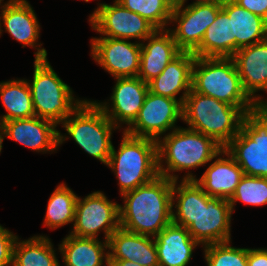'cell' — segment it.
Wrapping results in <instances>:
<instances>
[{
  "instance_id": "obj_1",
  "label": "cell",
  "mask_w": 267,
  "mask_h": 266,
  "mask_svg": "<svg viewBox=\"0 0 267 266\" xmlns=\"http://www.w3.org/2000/svg\"><path fill=\"white\" fill-rule=\"evenodd\" d=\"M173 180L157 176L152 181L128 191L124 206L119 205V224L124 230L157 236L172 222Z\"/></svg>"
},
{
  "instance_id": "obj_2",
  "label": "cell",
  "mask_w": 267,
  "mask_h": 266,
  "mask_svg": "<svg viewBox=\"0 0 267 266\" xmlns=\"http://www.w3.org/2000/svg\"><path fill=\"white\" fill-rule=\"evenodd\" d=\"M223 147L213 138L189 128H176L162 140L157 141L159 175L176 181L178 177L169 172L193 169L205 165L218 155ZM165 158L167 168L162 165Z\"/></svg>"
},
{
  "instance_id": "obj_3",
  "label": "cell",
  "mask_w": 267,
  "mask_h": 266,
  "mask_svg": "<svg viewBox=\"0 0 267 266\" xmlns=\"http://www.w3.org/2000/svg\"><path fill=\"white\" fill-rule=\"evenodd\" d=\"M189 129L213 138L223 148L238 134L244 113L236 106L191 89L182 105Z\"/></svg>"
},
{
  "instance_id": "obj_4",
  "label": "cell",
  "mask_w": 267,
  "mask_h": 266,
  "mask_svg": "<svg viewBox=\"0 0 267 266\" xmlns=\"http://www.w3.org/2000/svg\"><path fill=\"white\" fill-rule=\"evenodd\" d=\"M192 89L236 106L244 114L249 112L254 102L243 89L233 58L195 57Z\"/></svg>"
},
{
  "instance_id": "obj_5",
  "label": "cell",
  "mask_w": 267,
  "mask_h": 266,
  "mask_svg": "<svg viewBox=\"0 0 267 266\" xmlns=\"http://www.w3.org/2000/svg\"><path fill=\"white\" fill-rule=\"evenodd\" d=\"M28 85L35 116L52 121L56 125L62 123L84 101L75 100L71 88L59 78L49 64L44 48H38L35 53L33 82L30 84L28 81Z\"/></svg>"
},
{
  "instance_id": "obj_6",
  "label": "cell",
  "mask_w": 267,
  "mask_h": 266,
  "mask_svg": "<svg viewBox=\"0 0 267 266\" xmlns=\"http://www.w3.org/2000/svg\"><path fill=\"white\" fill-rule=\"evenodd\" d=\"M123 134L119 151L112 145L107 163L119 180L121 195L159 176L157 141Z\"/></svg>"
},
{
  "instance_id": "obj_7",
  "label": "cell",
  "mask_w": 267,
  "mask_h": 266,
  "mask_svg": "<svg viewBox=\"0 0 267 266\" xmlns=\"http://www.w3.org/2000/svg\"><path fill=\"white\" fill-rule=\"evenodd\" d=\"M61 124L85 152L107 165L112 131L118 127L94 101L84 100Z\"/></svg>"
},
{
  "instance_id": "obj_8",
  "label": "cell",
  "mask_w": 267,
  "mask_h": 266,
  "mask_svg": "<svg viewBox=\"0 0 267 266\" xmlns=\"http://www.w3.org/2000/svg\"><path fill=\"white\" fill-rule=\"evenodd\" d=\"M241 167L243 174L267 177V134L248 112L238 134L224 147Z\"/></svg>"
},
{
  "instance_id": "obj_9",
  "label": "cell",
  "mask_w": 267,
  "mask_h": 266,
  "mask_svg": "<svg viewBox=\"0 0 267 266\" xmlns=\"http://www.w3.org/2000/svg\"><path fill=\"white\" fill-rule=\"evenodd\" d=\"M73 236L80 238H97L101 229L105 241L119 227V204L111 202L100 191L93 192L85 198L78 197L75 208Z\"/></svg>"
},
{
  "instance_id": "obj_10",
  "label": "cell",
  "mask_w": 267,
  "mask_h": 266,
  "mask_svg": "<svg viewBox=\"0 0 267 266\" xmlns=\"http://www.w3.org/2000/svg\"><path fill=\"white\" fill-rule=\"evenodd\" d=\"M179 118H183L179 100L148 91L137 118L125 132L135 137L158 141L161 134L177 128L175 123Z\"/></svg>"
},
{
  "instance_id": "obj_11",
  "label": "cell",
  "mask_w": 267,
  "mask_h": 266,
  "mask_svg": "<svg viewBox=\"0 0 267 266\" xmlns=\"http://www.w3.org/2000/svg\"><path fill=\"white\" fill-rule=\"evenodd\" d=\"M93 30L116 39H142L152 35L157 28L147 19L123 7L115 0L113 5L100 6L89 18Z\"/></svg>"
},
{
  "instance_id": "obj_12",
  "label": "cell",
  "mask_w": 267,
  "mask_h": 266,
  "mask_svg": "<svg viewBox=\"0 0 267 266\" xmlns=\"http://www.w3.org/2000/svg\"><path fill=\"white\" fill-rule=\"evenodd\" d=\"M231 215L227 199L210 197L200 186V213L187 230L194 240L204 246L230 241Z\"/></svg>"
},
{
  "instance_id": "obj_13",
  "label": "cell",
  "mask_w": 267,
  "mask_h": 266,
  "mask_svg": "<svg viewBox=\"0 0 267 266\" xmlns=\"http://www.w3.org/2000/svg\"><path fill=\"white\" fill-rule=\"evenodd\" d=\"M221 9L222 4H190L185 8L174 6L171 21L178 24L176 29L169 31L177 47L182 52H193Z\"/></svg>"
},
{
  "instance_id": "obj_14",
  "label": "cell",
  "mask_w": 267,
  "mask_h": 266,
  "mask_svg": "<svg viewBox=\"0 0 267 266\" xmlns=\"http://www.w3.org/2000/svg\"><path fill=\"white\" fill-rule=\"evenodd\" d=\"M91 43L94 60L115 78L137 77L141 58L140 42L100 37L91 39Z\"/></svg>"
},
{
  "instance_id": "obj_15",
  "label": "cell",
  "mask_w": 267,
  "mask_h": 266,
  "mask_svg": "<svg viewBox=\"0 0 267 266\" xmlns=\"http://www.w3.org/2000/svg\"><path fill=\"white\" fill-rule=\"evenodd\" d=\"M56 127L36 116L5 121L0 125V153L4 136L38 152L54 151L66 139Z\"/></svg>"
},
{
  "instance_id": "obj_16",
  "label": "cell",
  "mask_w": 267,
  "mask_h": 266,
  "mask_svg": "<svg viewBox=\"0 0 267 266\" xmlns=\"http://www.w3.org/2000/svg\"><path fill=\"white\" fill-rule=\"evenodd\" d=\"M116 80L117 82L110 98L112 100V110H109L108 103L102 104L96 101L95 103L116 127H119L118 121L127 124L129 127L137 118L149 87L139 77L116 78Z\"/></svg>"
},
{
  "instance_id": "obj_17",
  "label": "cell",
  "mask_w": 267,
  "mask_h": 266,
  "mask_svg": "<svg viewBox=\"0 0 267 266\" xmlns=\"http://www.w3.org/2000/svg\"><path fill=\"white\" fill-rule=\"evenodd\" d=\"M141 43L140 67L137 77L147 84L159 76L165 67L182 51L168 29H157Z\"/></svg>"
},
{
  "instance_id": "obj_18",
  "label": "cell",
  "mask_w": 267,
  "mask_h": 266,
  "mask_svg": "<svg viewBox=\"0 0 267 266\" xmlns=\"http://www.w3.org/2000/svg\"><path fill=\"white\" fill-rule=\"evenodd\" d=\"M232 58L244 91L253 101L260 100L255 92L267 91V39L238 49Z\"/></svg>"
},
{
  "instance_id": "obj_19",
  "label": "cell",
  "mask_w": 267,
  "mask_h": 266,
  "mask_svg": "<svg viewBox=\"0 0 267 266\" xmlns=\"http://www.w3.org/2000/svg\"><path fill=\"white\" fill-rule=\"evenodd\" d=\"M119 227L108 240V260H130L141 266H159L154 237Z\"/></svg>"
},
{
  "instance_id": "obj_20",
  "label": "cell",
  "mask_w": 267,
  "mask_h": 266,
  "mask_svg": "<svg viewBox=\"0 0 267 266\" xmlns=\"http://www.w3.org/2000/svg\"><path fill=\"white\" fill-rule=\"evenodd\" d=\"M195 57L192 52H181L168 63L159 76L148 83L149 91L177 100L176 95L183 89V95L178 99L183 105L185 97L192 89V67Z\"/></svg>"
},
{
  "instance_id": "obj_21",
  "label": "cell",
  "mask_w": 267,
  "mask_h": 266,
  "mask_svg": "<svg viewBox=\"0 0 267 266\" xmlns=\"http://www.w3.org/2000/svg\"><path fill=\"white\" fill-rule=\"evenodd\" d=\"M222 154L228 158L215 159L199 180L192 173H188L183 179H195L210 197L229 200L244 174L241 167L224 148Z\"/></svg>"
},
{
  "instance_id": "obj_22",
  "label": "cell",
  "mask_w": 267,
  "mask_h": 266,
  "mask_svg": "<svg viewBox=\"0 0 267 266\" xmlns=\"http://www.w3.org/2000/svg\"><path fill=\"white\" fill-rule=\"evenodd\" d=\"M159 266H186L199 244L184 226L171 222L154 237Z\"/></svg>"
},
{
  "instance_id": "obj_23",
  "label": "cell",
  "mask_w": 267,
  "mask_h": 266,
  "mask_svg": "<svg viewBox=\"0 0 267 266\" xmlns=\"http://www.w3.org/2000/svg\"><path fill=\"white\" fill-rule=\"evenodd\" d=\"M2 17L4 28L23 47L29 45L35 47L39 38L40 26L33 8L26 0H9L2 6ZM1 22V20H0ZM0 23V34H1Z\"/></svg>"
},
{
  "instance_id": "obj_24",
  "label": "cell",
  "mask_w": 267,
  "mask_h": 266,
  "mask_svg": "<svg viewBox=\"0 0 267 266\" xmlns=\"http://www.w3.org/2000/svg\"><path fill=\"white\" fill-rule=\"evenodd\" d=\"M222 10L232 16V37H235V52L238 49L267 39V20L239 6L233 0H225Z\"/></svg>"
},
{
  "instance_id": "obj_25",
  "label": "cell",
  "mask_w": 267,
  "mask_h": 266,
  "mask_svg": "<svg viewBox=\"0 0 267 266\" xmlns=\"http://www.w3.org/2000/svg\"><path fill=\"white\" fill-rule=\"evenodd\" d=\"M196 57L232 58L235 54V37H232V16L222 9L206 29L201 44L192 52Z\"/></svg>"
},
{
  "instance_id": "obj_26",
  "label": "cell",
  "mask_w": 267,
  "mask_h": 266,
  "mask_svg": "<svg viewBox=\"0 0 267 266\" xmlns=\"http://www.w3.org/2000/svg\"><path fill=\"white\" fill-rule=\"evenodd\" d=\"M108 241L96 238H80L69 234L59 246L66 266H102L105 259L109 266Z\"/></svg>"
},
{
  "instance_id": "obj_27",
  "label": "cell",
  "mask_w": 267,
  "mask_h": 266,
  "mask_svg": "<svg viewBox=\"0 0 267 266\" xmlns=\"http://www.w3.org/2000/svg\"><path fill=\"white\" fill-rule=\"evenodd\" d=\"M0 97L7 114L0 119L5 121L35 116L31 91L26 80H11L0 83Z\"/></svg>"
},
{
  "instance_id": "obj_28",
  "label": "cell",
  "mask_w": 267,
  "mask_h": 266,
  "mask_svg": "<svg viewBox=\"0 0 267 266\" xmlns=\"http://www.w3.org/2000/svg\"><path fill=\"white\" fill-rule=\"evenodd\" d=\"M52 243L45 236H33L24 241L15 240L12 266H60Z\"/></svg>"
},
{
  "instance_id": "obj_29",
  "label": "cell",
  "mask_w": 267,
  "mask_h": 266,
  "mask_svg": "<svg viewBox=\"0 0 267 266\" xmlns=\"http://www.w3.org/2000/svg\"><path fill=\"white\" fill-rule=\"evenodd\" d=\"M173 181L172 205L177 196L176 213L172 212V222L186 229L195 221L200 213V185L195 179H183L179 186Z\"/></svg>"
},
{
  "instance_id": "obj_30",
  "label": "cell",
  "mask_w": 267,
  "mask_h": 266,
  "mask_svg": "<svg viewBox=\"0 0 267 266\" xmlns=\"http://www.w3.org/2000/svg\"><path fill=\"white\" fill-rule=\"evenodd\" d=\"M77 199L78 196L64 183L57 186L49 198L44 225L54 229L74 222Z\"/></svg>"
},
{
  "instance_id": "obj_31",
  "label": "cell",
  "mask_w": 267,
  "mask_h": 266,
  "mask_svg": "<svg viewBox=\"0 0 267 266\" xmlns=\"http://www.w3.org/2000/svg\"><path fill=\"white\" fill-rule=\"evenodd\" d=\"M126 9L147 19L157 29H165L174 8L172 0H116Z\"/></svg>"
},
{
  "instance_id": "obj_32",
  "label": "cell",
  "mask_w": 267,
  "mask_h": 266,
  "mask_svg": "<svg viewBox=\"0 0 267 266\" xmlns=\"http://www.w3.org/2000/svg\"><path fill=\"white\" fill-rule=\"evenodd\" d=\"M228 201L232 212L237 201L253 206L267 204V177L243 175Z\"/></svg>"
},
{
  "instance_id": "obj_33",
  "label": "cell",
  "mask_w": 267,
  "mask_h": 266,
  "mask_svg": "<svg viewBox=\"0 0 267 266\" xmlns=\"http://www.w3.org/2000/svg\"><path fill=\"white\" fill-rule=\"evenodd\" d=\"M230 241L204 246L208 266H247V248H235Z\"/></svg>"
},
{
  "instance_id": "obj_34",
  "label": "cell",
  "mask_w": 267,
  "mask_h": 266,
  "mask_svg": "<svg viewBox=\"0 0 267 266\" xmlns=\"http://www.w3.org/2000/svg\"><path fill=\"white\" fill-rule=\"evenodd\" d=\"M17 236L0 225V266L12 265L13 247Z\"/></svg>"
},
{
  "instance_id": "obj_35",
  "label": "cell",
  "mask_w": 267,
  "mask_h": 266,
  "mask_svg": "<svg viewBox=\"0 0 267 266\" xmlns=\"http://www.w3.org/2000/svg\"><path fill=\"white\" fill-rule=\"evenodd\" d=\"M239 6L267 20V0H233Z\"/></svg>"
},
{
  "instance_id": "obj_36",
  "label": "cell",
  "mask_w": 267,
  "mask_h": 266,
  "mask_svg": "<svg viewBox=\"0 0 267 266\" xmlns=\"http://www.w3.org/2000/svg\"><path fill=\"white\" fill-rule=\"evenodd\" d=\"M249 113L264 127L267 134V101H254Z\"/></svg>"
},
{
  "instance_id": "obj_37",
  "label": "cell",
  "mask_w": 267,
  "mask_h": 266,
  "mask_svg": "<svg viewBox=\"0 0 267 266\" xmlns=\"http://www.w3.org/2000/svg\"><path fill=\"white\" fill-rule=\"evenodd\" d=\"M247 266H267V249H248Z\"/></svg>"
},
{
  "instance_id": "obj_38",
  "label": "cell",
  "mask_w": 267,
  "mask_h": 266,
  "mask_svg": "<svg viewBox=\"0 0 267 266\" xmlns=\"http://www.w3.org/2000/svg\"><path fill=\"white\" fill-rule=\"evenodd\" d=\"M186 0H172L174 6H182ZM225 0H196L193 4H223Z\"/></svg>"
},
{
  "instance_id": "obj_39",
  "label": "cell",
  "mask_w": 267,
  "mask_h": 266,
  "mask_svg": "<svg viewBox=\"0 0 267 266\" xmlns=\"http://www.w3.org/2000/svg\"><path fill=\"white\" fill-rule=\"evenodd\" d=\"M109 266H141L130 260H108Z\"/></svg>"
}]
</instances>
